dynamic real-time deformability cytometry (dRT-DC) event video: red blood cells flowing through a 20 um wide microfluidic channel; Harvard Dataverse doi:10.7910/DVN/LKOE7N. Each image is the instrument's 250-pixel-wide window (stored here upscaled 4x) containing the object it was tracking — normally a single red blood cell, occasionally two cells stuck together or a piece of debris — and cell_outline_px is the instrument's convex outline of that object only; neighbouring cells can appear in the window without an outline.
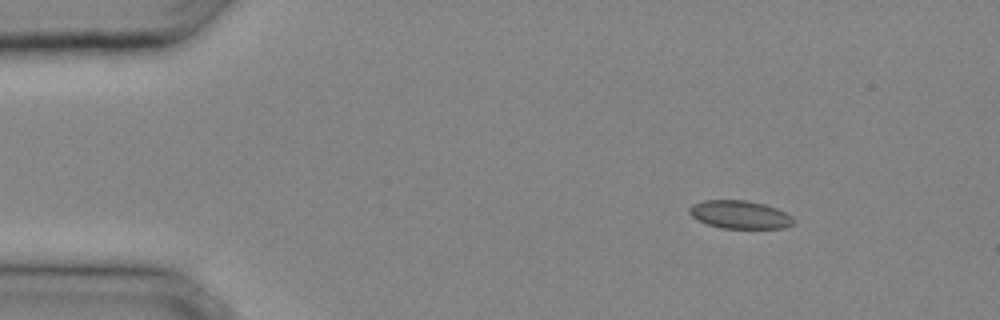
{"species": "common noctule bat (a hibernating species)", "species_latin": "Nyctalus noctula", "temperature_condition": "cold", "stored_images_in_passage": 27, "camera_frame_rate_fps": 3000, "um_per_image_px": 0.085, "animal": {"sex": "male", "body_mass_g": 20.4}, "frame": {"image": 1, "passage_image": 1, "time_ms": 0.0, "image_size_px": [1000, 320], "cell_outline_px": [[796, 224], [784, 228], [720, 228], [696, 220], [688, 212], [688, 208], [692, 204], [704, 200], [748, 200], [764, 204], [776, 208], [792, 216], [796, 220]], "centroid_in_image_um": [62.89, 18.24], "position_along_channel_um": 22.1, "area_um2": 17.28}}
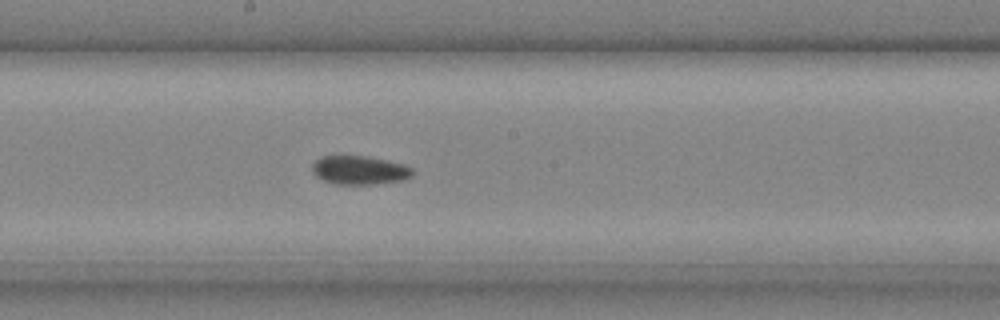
{"frame": {"image": 2, "passage_image": 14, "time_ms": 4.333, "image_size_px": [1000, 320], "cell_outline_px": [[412, 176], [404, 180], [372, 184], [336, 184], [324, 180], [316, 176], [312, 172], [312, 164], [320, 156], [368, 156], [388, 160], [404, 164], [412, 168]], "centroid_in_image_um": [30.56, 14.45], "position_along_channel_um": 217.6, "area_um2": 16.82}}
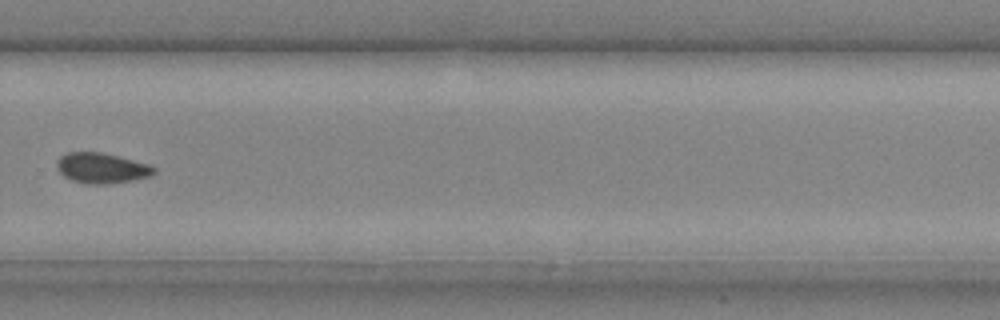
{"frame": {"image": 3, "passage_image": 19, "time_ms": 6.0, "image_size_px": [1000, 320], "cell_outline_px": [[156, 172], [152, 176], [132, 180], [108, 184], [88, 184], [72, 180], [64, 176], [56, 168], [56, 164], [60, 156], [68, 152], [100, 152], [120, 156], [148, 164], [156, 168]], "centroid_in_image_um": [8.65, 14.28], "position_along_channel_um": 321.1, "area_um2": 17.28}}